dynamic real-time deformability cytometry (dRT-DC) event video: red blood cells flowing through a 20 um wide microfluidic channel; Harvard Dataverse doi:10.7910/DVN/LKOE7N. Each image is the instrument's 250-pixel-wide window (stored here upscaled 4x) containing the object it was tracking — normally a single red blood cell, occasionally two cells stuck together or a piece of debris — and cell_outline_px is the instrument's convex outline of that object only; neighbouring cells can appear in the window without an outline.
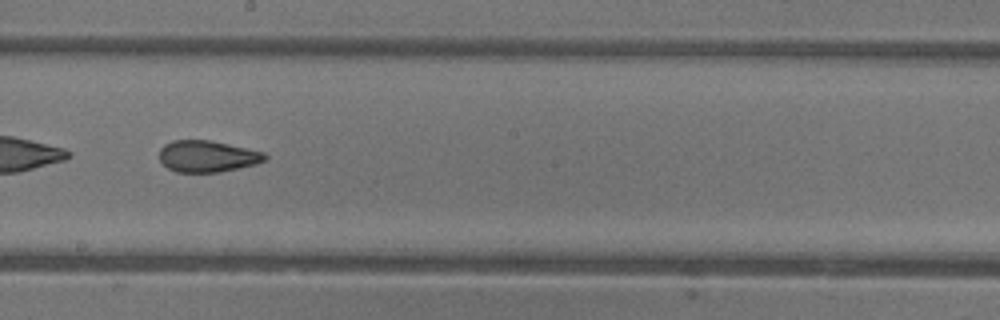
{"species": "common noctule bat (a hibernating species)", "species_latin": "Nyctalus noctula", "temperature_condition": "warm", "stored_images_in_passage": 34, "camera_frame_rate_fps": 3000, "um_per_image_px": 0.085, "animal": {"sex": "female"}, "frame": {"image": 1, "passage_image": 15, "time_ms": 4.667, "image_size_px": [1000, 320], "cell_outline_px": [[268, 160], [256, 164], [220, 172], [176, 172], [168, 168], [160, 160], [160, 148], [164, 144], [172, 140], [212, 140], [264, 152], [268, 156]], "centroid_in_image_um": [17.65, 13.28], "position_along_channel_um": 230.6, "area_um2": 19.54}, "authors_computed_cell_mechanics": {"area_um2": 20.2878, "velocity_mm_per_s": 4.4306, "shape_relaxation_time_tau1_ms": null, "shape_relaxation_time_tau2_ms": 1.2316, "deformation_change_tau1": null, "deformation_change_tau2": 0.0777}}